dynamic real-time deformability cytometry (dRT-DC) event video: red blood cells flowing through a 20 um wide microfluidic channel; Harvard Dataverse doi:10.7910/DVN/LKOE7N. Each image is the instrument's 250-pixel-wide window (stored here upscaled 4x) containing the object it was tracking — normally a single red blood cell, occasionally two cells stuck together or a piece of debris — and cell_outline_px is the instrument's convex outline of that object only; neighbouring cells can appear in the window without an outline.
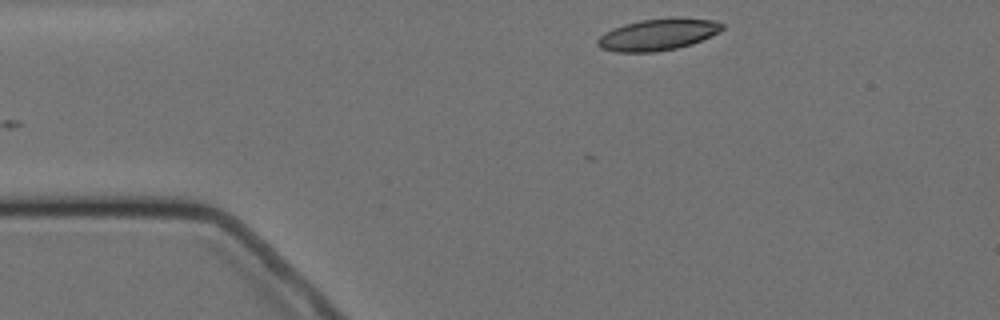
{"species": "Egyptian fruit bat (a non-hibernating species)", "species_latin": "Rousettus aegyptiacus", "temperature_condition": "cold", "stored_images_in_passage": 5, "camera_frame_rate_fps": 3000, "um_per_image_px": 0.085, "animal": {"sex": "female"}, "frame": {"image": 1, "passage_image": 5, "time_ms": 5.667, "image_size_px": [1000, 320], "cell_outline_px": [[724, 28], [720, 32], [692, 44], [676, 48], [656, 52], [616, 52], [600, 48], [596, 44], [596, 40], [604, 32], [612, 28], [624, 24], [640, 20], [676, 16], [680, 16], [716, 20], [724, 24]], "centroid_in_image_um": [55.94, 2.91], "position_along_channel_um": 29.1, "area_um2": 23.52}}